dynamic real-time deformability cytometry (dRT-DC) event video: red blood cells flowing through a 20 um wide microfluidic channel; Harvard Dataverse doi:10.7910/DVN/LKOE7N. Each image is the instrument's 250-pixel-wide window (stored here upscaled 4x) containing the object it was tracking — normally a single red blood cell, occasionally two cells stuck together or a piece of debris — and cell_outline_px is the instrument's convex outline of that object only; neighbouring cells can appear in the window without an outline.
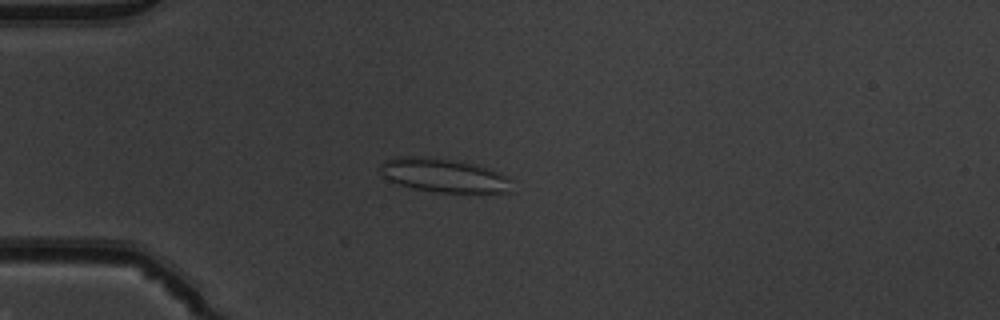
{"species": "common noctule bat (a hibernating species)", "species_latin": "Nyctalus noctula", "temperature_condition": "warm", "stored_images_in_passage": 52, "camera_frame_rate_fps": 3000, "um_per_image_px": 0.085, "animal": {"sex": "male", "body_mass_g": 19.5, "forearm_length_mm": 54.6}, "frame": {"image": 1, "passage_image": 14, "time_ms": 4.333, "image_size_px": [1000, 320], "cell_outline_px": [[512, 192], [480, 196], [432, 192], [412, 188], [388, 180], [380, 172], [380, 164], [384, 160], [392, 156], [416, 156], [452, 160], [476, 164], [492, 168], [508, 176], [512, 180]], "centroid_in_image_um": [37.85, 14.96], "position_along_channel_um": 47.2, "area_um2": 27.4}}
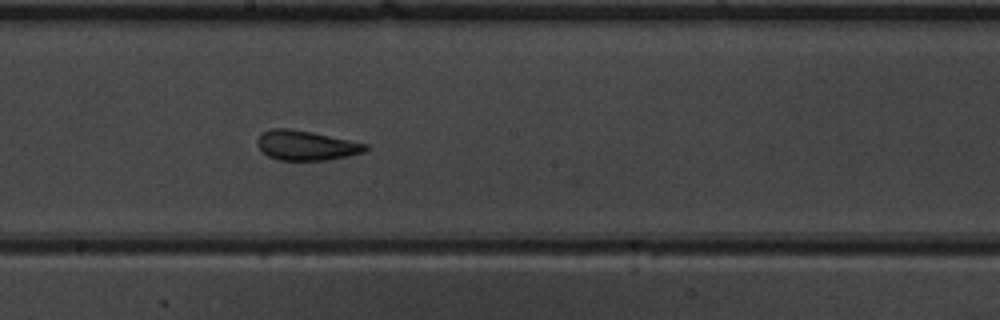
{"frame": {"image": 2, "passage_image": 29, "time_ms": 9.333, "image_size_px": [1000, 320], "cell_outline_px": [[368, 148], [364, 152], [348, 156], [328, 160], [280, 160], [268, 156], [256, 144], [256, 140], [260, 132], [272, 128], [288, 128], [312, 132], [368, 144]], "centroid_in_image_um": [25.99, 12.35], "position_along_channel_um": 222.2, "area_um2": 18.79}}
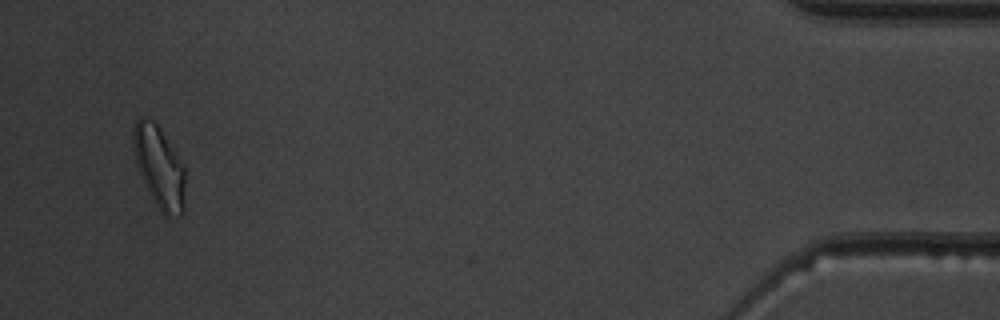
{"frame": {"image": 3, "passage_image": 50, "time_ms": 16.333, "image_size_px": [1000, 320], "cell_outline_px": [[184, 212], [180, 216], [168, 216], [160, 212], [152, 200], [144, 184], [136, 160], [132, 140], [132, 128], [136, 120], [140, 116], [148, 116], [156, 124], [184, 164]], "centroid_in_image_um": [13.53, 14.2], "position_along_channel_um": 421.7, "area_um2": 24.8}, "authors_computed_cell_mechanics": {"area_um2": 20.6057, "velocity_mm_per_s": 3.899, "shape_relaxation_time_tau1_ms": 8.0944, "shape_relaxation_time_tau2_ms": 1.25, "deformation_change_tau1": 0.1993, "deformation_change_tau2": 0.106}}